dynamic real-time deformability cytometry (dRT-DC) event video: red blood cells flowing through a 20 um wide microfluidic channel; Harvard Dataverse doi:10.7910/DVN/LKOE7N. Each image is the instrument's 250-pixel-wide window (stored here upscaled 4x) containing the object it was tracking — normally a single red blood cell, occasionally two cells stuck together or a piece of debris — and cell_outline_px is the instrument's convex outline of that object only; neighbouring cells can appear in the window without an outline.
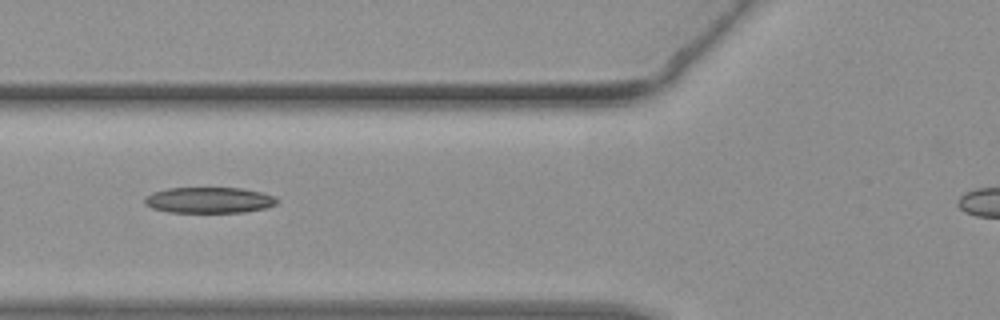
{"species": "common noctule bat (a hibernating species)", "species_latin": "Nyctalus noctula", "temperature_condition": "warm", "stored_images_in_passage": 28, "camera_frame_rate_fps": 3000, "um_per_image_px": 0.085, "animal": {"sex": "female", "body_mass_g": 19.3, "forearm_length_mm": 54.1}, "frame": {"image": 1, "passage_image": 5, "time_ms": 1.333, "image_size_px": [1000, 320], "cell_outline_px": [[276, 204], [264, 208], [244, 212], [168, 212], [152, 208], [144, 204], [144, 196], [152, 192], [168, 188], [240, 188], [260, 192], [276, 196]], "centroid_in_image_um": [17.72, 17.01], "position_along_channel_um": 108.1, "area_um2": 19.94}}
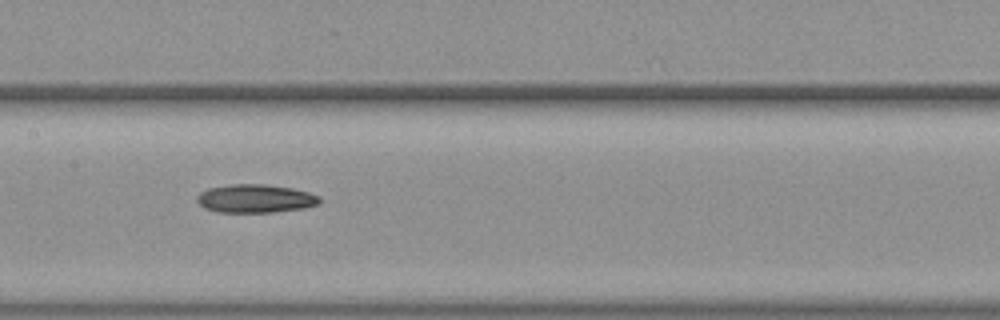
{"frame": {"image": 2, "passage_image": 10, "time_ms": 3.0, "image_size_px": [1000, 320], "cell_outline_px": [[320, 200], [316, 204], [304, 208], [272, 212], [216, 212], [204, 208], [196, 200], [196, 196], [200, 192], [208, 188], [232, 184], [264, 184], [292, 188], [308, 192], [320, 196]], "centroid_in_image_um": [21.66, 16.87], "position_along_channel_um": 185.7, "area_um2": 20.23}}
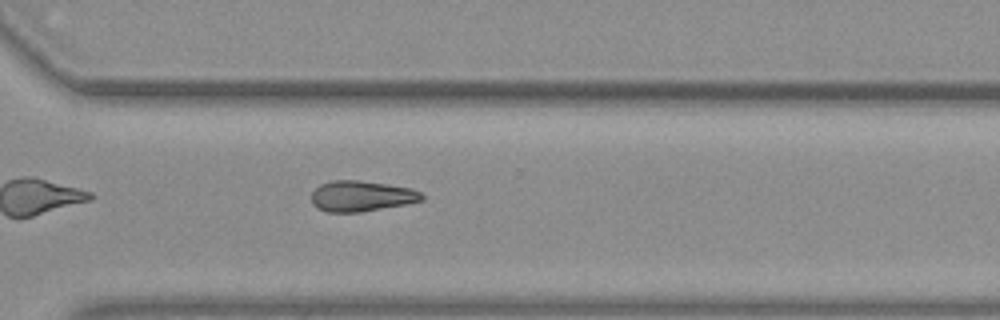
{"frame": {"image": 3, "passage_image": 20, "time_ms": 6.333, "image_size_px": [1000, 320], "cell_outline_px": [[424, 200], [408, 204], [360, 212], [328, 212], [316, 208], [312, 204], [312, 192], [320, 184], [332, 180], [360, 180], [412, 188], [420, 192], [424, 196]], "centroid_in_image_um": [30.73, 16.67], "position_along_channel_um": 339.9, "area_um2": 19.88}}